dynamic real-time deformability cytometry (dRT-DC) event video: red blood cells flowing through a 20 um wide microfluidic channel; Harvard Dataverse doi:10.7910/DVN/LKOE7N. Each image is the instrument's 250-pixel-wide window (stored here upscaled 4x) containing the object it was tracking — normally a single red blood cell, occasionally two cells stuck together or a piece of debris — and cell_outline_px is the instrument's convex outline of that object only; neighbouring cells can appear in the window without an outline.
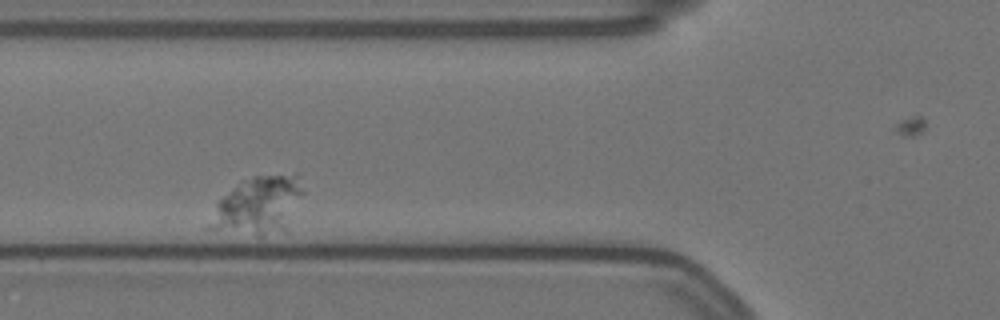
{"species": "Egyptian fruit bat (a non-hibernating species)", "species_latin": "Rousettus aegyptiacus", "temperature_condition": "warm", "stored_images_in_passage": 38, "camera_frame_rate_fps": 3000, "um_per_image_px": 0.085, "animal": {"sex": "female"}, "frame": {"image": 1, "passage_image": 9, "time_ms": 2.667, "image_size_px": [1000, 320], "cell_outline_px": [[304, 192], [288, 232], [260, 236], [204, 228], [216, 204], [240, 180], [256, 176], [296, 172]], "centroid_in_image_um": [22.0, 17.48], "position_along_channel_um": 103.8, "area_um2": 32.31}}
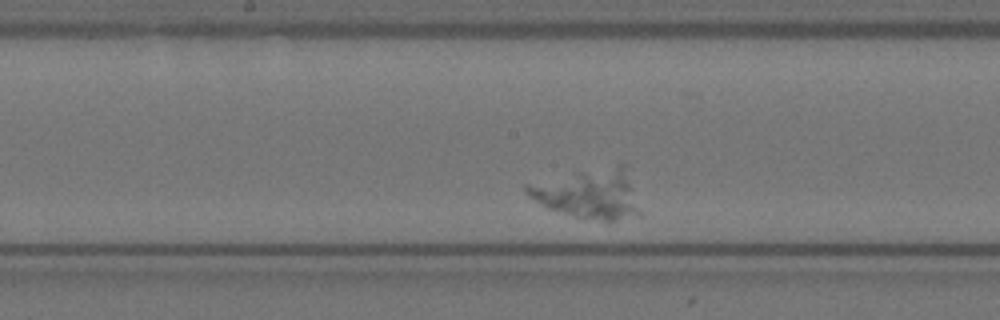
{"frame": {"image": 2, "passage_image": 19, "time_ms": 6.0, "image_size_px": [1000, 320], "cell_outline_px": [[640, 212], [616, 220], [604, 220], [576, 216], [548, 208], [540, 204], [528, 196], [524, 188], [524, 184], [576, 172], [620, 164], [628, 164]], "centroid_in_image_um": [50.06, 16.42], "position_along_channel_um": 198.1, "area_um2": 32.25}}
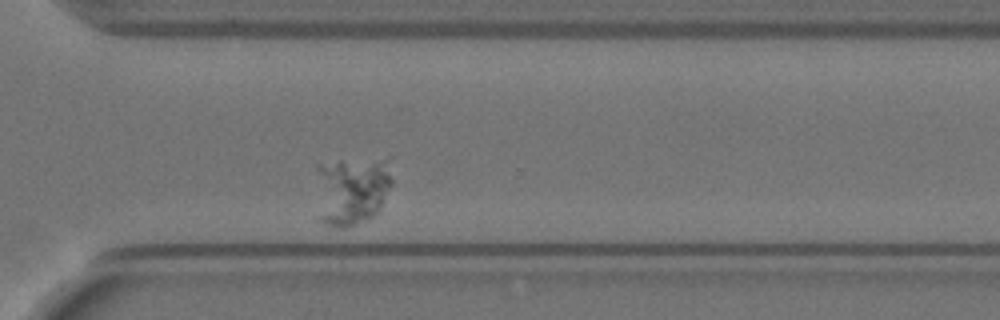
{"frame": {"image": 3, "passage_image": 33, "time_ms": 10.667, "image_size_px": [1000, 320], "cell_outline_px": [[392, 184], [380, 212], [372, 216], [344, 228], [340, 228], [316, 220], [316, 164], [340, 160], [388, 156], [392, 156]], "centroid_in_image_um": [29.92, 16.11], "position_along_channel_um": 340.7, "area_um2": 32.48}}